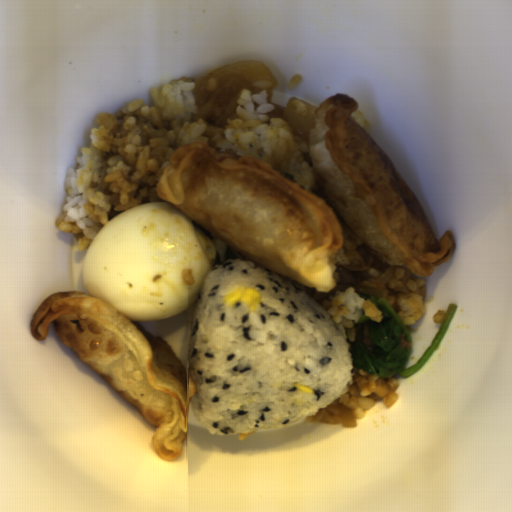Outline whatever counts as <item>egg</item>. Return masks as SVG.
I'll return each instance as SVG.
<instances>
[{
  "instance_id": "obj_1",
  "label": "egg",
  "mask_w": 512,
  "mask_h": 512,
  "mask_svg": "<svg viewBox=\"0 0 512 512\" xmlns=\"http://www.w3.org/2000/svg\"><path fill=\"white\" fill-rule=\"evenodd\" d=\"M217 251L169 202L138 205L100 228L86 251L84 293L133 323L163 321L195 304Z\"/></svg>"
}]
</instances>
